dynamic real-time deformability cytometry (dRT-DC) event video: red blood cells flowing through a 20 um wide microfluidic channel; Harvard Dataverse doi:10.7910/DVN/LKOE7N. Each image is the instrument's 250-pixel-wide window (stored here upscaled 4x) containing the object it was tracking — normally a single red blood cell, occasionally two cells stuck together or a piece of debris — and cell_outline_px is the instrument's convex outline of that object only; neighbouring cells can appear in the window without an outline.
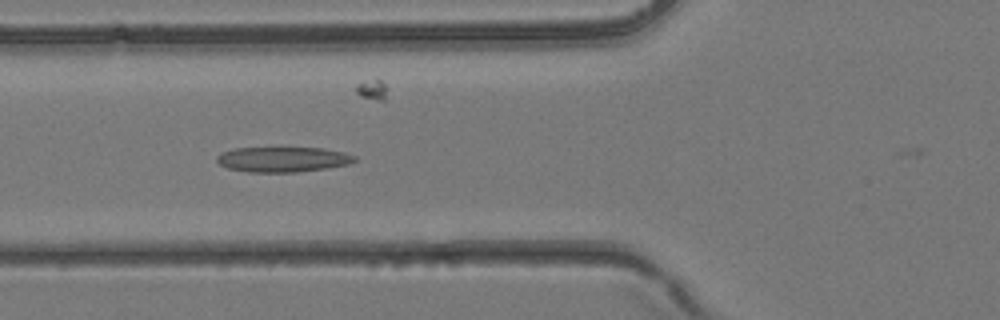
{"species": "common noctule bat (a hibernating species)", "species_latin": "Nyctalus noctula", "temperature_condition": "room temperature", "stored_images_in_passage": 34, "camera_frame_rate_fps": 3000, "um_per_image_px": 0.085, "animal": {"sex": "female", "body_mass_g": 24.6, "forearm_length_mm": 56.2}, "frame": {"image": 1, "passage_image": 10, "time_ms": 3.0, "image_size_px": [1000, 320], "cell_outline_px": [[356, 160], [348, 164], [328, 168], [296, 172], [248, 172], [228, 168], [220, 164], [216, 160], [216, 156], [224, 152], [236, 148], [324, 148], [344, 152], [356, 156]], "centroid_in_image_um": [24.06, 13.55], "position_along_channel_um": 101.7, "area_um2": 20.11}}
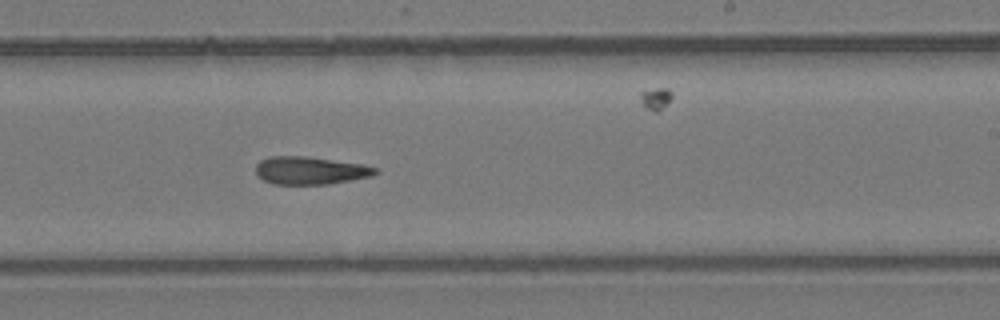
{"frame": {"image": 2, "passage_image": 19, "time_ms": 6.0, "image_size_px": [1000, 320], "cell_outline_px": [[380, 172], [372, 176], [352, 180], [328, 184], [272, 184], [256, 176], [256, 164], [260, 160], [268, 156], [304, 156], [364, 164], [376, 168]], "centroid_in_image_um": [26.36, 14.49], "position_along_channel_um": 262.6, "area_um2": 19.54}}
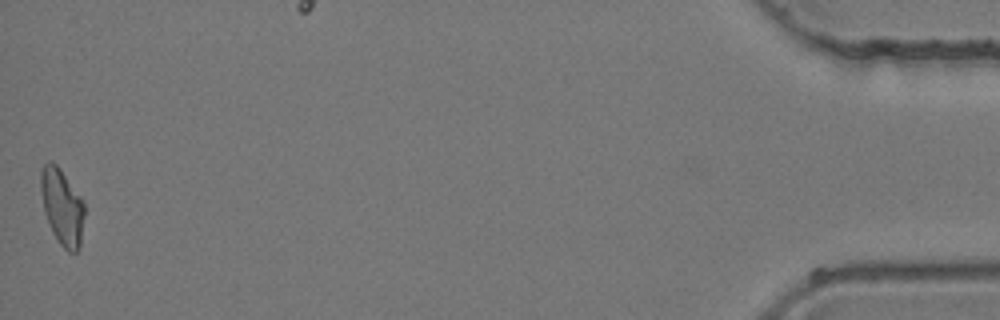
{"frame": {"image": 3, "passage_image": 34, "time_ms": 11.0, "image_size_px": [1000, 320], "cell_outline_px": [[84, 216], [80, 244], [76, 252], [68, 252], [60, 244], [52, 232], [48, 224], [44, 212], [40, 188], [40, 172], [44, 164], [48, 160], [52, 160], [60, 168], [84, 200]], "centroid_in_image_um": [5.26, 17.54], "position_along_channel_um": 429.9, "area_um2": 19.59}}